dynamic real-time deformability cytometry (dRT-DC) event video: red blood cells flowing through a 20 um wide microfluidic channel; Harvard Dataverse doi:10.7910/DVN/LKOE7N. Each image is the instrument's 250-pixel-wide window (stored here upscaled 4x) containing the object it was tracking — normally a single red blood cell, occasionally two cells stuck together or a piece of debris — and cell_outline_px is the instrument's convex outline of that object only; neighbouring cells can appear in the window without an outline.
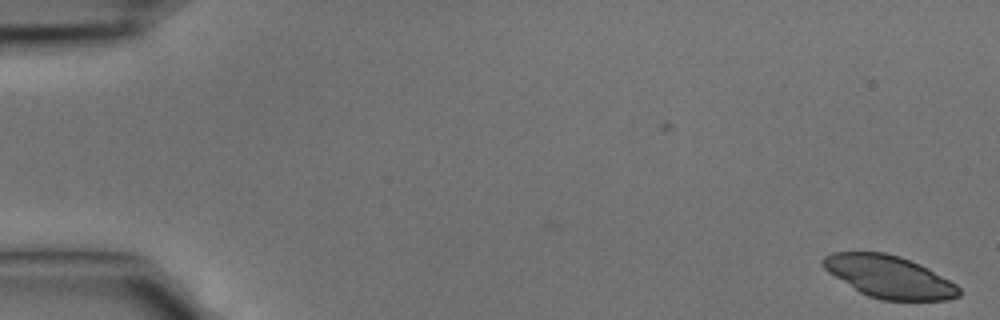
{"species": "common noctule bat (a hibernating species)", "species_latin": "Nyctalus noctula", "temperature_condition": "cold", "stored_images_in_passage": 4, "camera_frame_rate_fps": 3000, "um_per_image_px": 0.085, "animal": {"sex": "male", "body_mass_g": 15.6}, "frame": {"image": 1, "passage_image": 1, "time_ms": 0.0, "image_size_px": [1000, 320], "cell_outline_px": [[960, 296], [948, 300], [880, 300], [868, 296], [860, 292], [828, 272], [824, 268], [820, 260], [824, 256], [832, 252], [884, 252], [900, 256], [920, 264], [928, 268], [956, 284], [960, 288]], "centroid_in_image_um": [75.57, 23.52], "position_along_channel_um": 9.4, "area_um2": 33.47}}